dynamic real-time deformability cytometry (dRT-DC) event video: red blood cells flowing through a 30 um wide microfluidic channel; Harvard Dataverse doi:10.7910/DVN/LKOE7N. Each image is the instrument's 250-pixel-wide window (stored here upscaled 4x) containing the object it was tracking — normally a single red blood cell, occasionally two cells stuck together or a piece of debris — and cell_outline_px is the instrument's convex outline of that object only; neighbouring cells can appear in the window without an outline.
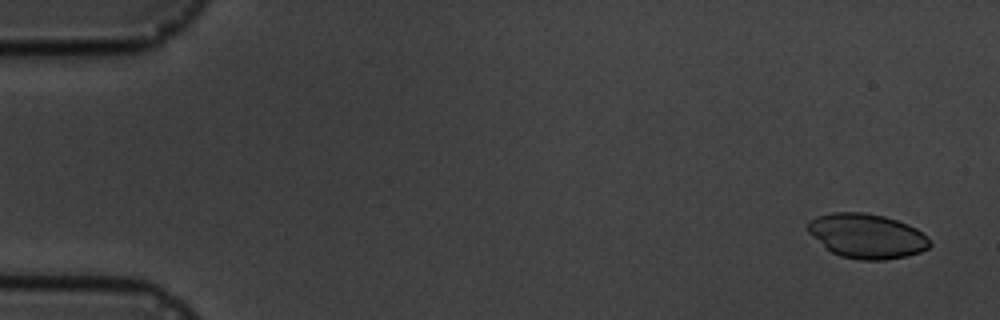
{"species": "common noctule bat (a hibernating species)", "species_latin": "Nyctalus noctula", "temperature_condition": "cold", "stored_images_in_passage": 5, "camera_frame_rate_fps": 3000, "um_per_image_px": 0.085, "animal": {"sex": "male", "body_mass_g": 19.5, "forearm_length_mm": 54.6}, "frame": {"image": 1, "passage_image": 1, "time_ms": 0.0, "image_size_px": [1000, 320], "cell_outline_px": [[932, 244], [928, 248], [920, 252], [904, 256], [884, 260], [860, 260], [840, 256], [832, 252], [812, 236], [808, 232], [808, 220], [816, 216], [832, 212], [864, 212], [884, 216], [908, 224], [916, 228], [928, 236]], "centroid_in_image_um": [73.69, 20.05], "position_along_channel_um": 11.3, "area_um2": 31.73}}